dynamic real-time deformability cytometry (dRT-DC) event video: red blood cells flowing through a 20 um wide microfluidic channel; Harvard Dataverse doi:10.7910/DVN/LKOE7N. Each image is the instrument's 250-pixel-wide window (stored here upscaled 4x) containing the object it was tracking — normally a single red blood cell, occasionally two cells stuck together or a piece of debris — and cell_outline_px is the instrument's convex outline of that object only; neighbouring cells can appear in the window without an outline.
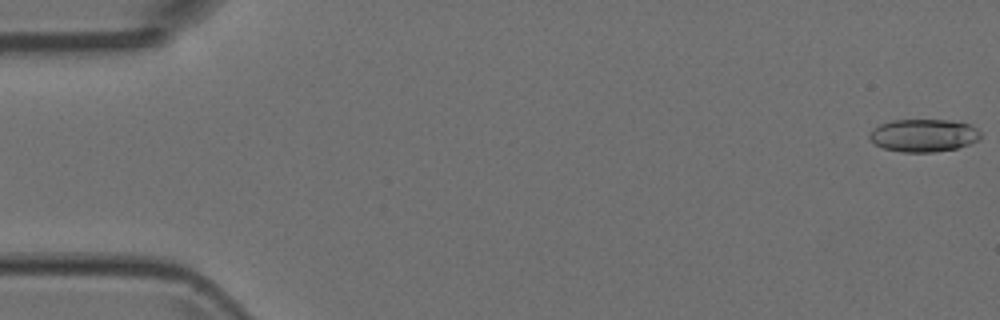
{"species": "Egyptian fruit bat (a non-hibernating species)", "species_latin": "Rousettus aegyptiacus", "temperature_condition": "room temperature", "stored_images_in_passage": 6, "camera_frame_rate_fps": 3000, "um_per_image_px": 0.085, "animal": {"sex": "female"}, "frame": {"image": 1, "passage_image": 1, "time_ms": 0.0, "image_size_px": [1000, 320], "cell_outline_px": [[980, 140], [956, 148], [936, 152], [900, 152], [884, 148], [876, 144], [868, 136], [872, 128], [880, 124], [892, 120], [948, 120], [968, 124], [976, 128], [980, 132]], "centroid_in_image_um": [78.49, 11.51], "position_along_channel_um": 6.5, "area_um2": 21.15}}
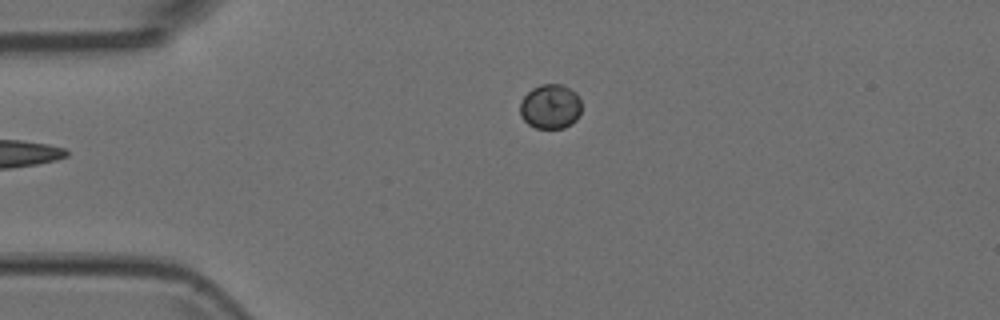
{"frame": {"image": 2, "passage_image": 6, "time_ms": 1.667, "image_size_px": [1000, 320], "cell_outline_px": [[580, 112], [576, 120], [572, 124], [564, 128], [536, 128], [528, 124], [520, 116], [520, 100], [532, 88], [540, 84], [564, 84], [576, 92], [580, 100]], "centroid_in_image_um": [46.77, 9.05], "position_along_channel_um": 38.2, "area_um2": 16.18}}